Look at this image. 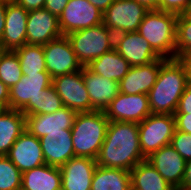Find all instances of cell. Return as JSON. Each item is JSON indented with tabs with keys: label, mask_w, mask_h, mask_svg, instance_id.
Wrapping results in <instances>:
<instances>
[{
	"label": "cell",
	"mask_w": 191,
	"mask_h": 190,
	"mask_svg": "<svg viewBox=\"0 0 191 190\" xmlns=\"http://www.w3.org/2000/svg\"><path fill=\"white\" fill-rule=\"evenodd\" d=\"M188 83L186 63L182 59H167L148 93L152 114L174 115Z\"/></svg>",
	"instance_id": "2"
},
{
	"label": "cell",
	"mask_w": 191,
	"mask_h": 190,
	"mask_svg": "<svg viewBox=\"0 0 191 190\" xmlns=\"http://www.w3.org/2000/svg\"><path fill=\"white\" fill-rule=\"evenodd\" d=\"M22 172L6 155L0 156V190H20Z\"/></svg>",
	"instance_id": "31"
},
{
	"label": "cell",
	"mask_w": 191,
	"mask_h": 190,
	"mask_svg": "<svg viewBox=\"0 0 191 190\" xmlns=\"http://www.w3.org/2000/svg\"><path fill=\"white\" fill-rule=\"evenodd\" d=\"M10 89L0 80V104L9 108Z\"/></svg>",
	"instance_id": "40"
},
{
	"label": "cell",
	"mask_w": 191,
	"mask_h": 190,
	"mask_svg": "<svg viewBox=\"0 0 191 190\" xmlns=\"http://www.w3.org/2000/svg\"><path fill=\"white\" fill-rule=\"evenodd\" d=\"M61 36L56 15L44 8L28 12L26 44L45 45Z\"/></svg>",
	"instance_id": "15"
},
{
	"label": "cell",
	"mask_w": 191,
	"mask_h": 190,
	"mask_svg": "<svg viewBox=\"0 0 191 190\" xmlns=\"http://www.w3.org/2000/svg\"><path fill=\"white\" fill-rule=\"evenodd\" d=\"M25 130V115L20 110L6 108L0 113V156L7 155Z\"/></svg>",
	"instance_id": "24"
},
{
	"label": "cell",
	"mask_w": 191,
	"mask_h": 190,
	"mask_svg": "<svg viewBox=\"0 0 191 190\" xmlns=\"http://www.w3.org/2000/svg\"><path fill=\"white\" fill-rule=\"evenodd\" d=\"M161 57L151 63L130 67L119 82V92L125 94H148L155 84L161 65L166 61Z\"/></svg>",
	"instance_id": "20"
},
{
	"label": "cell",
	"mask_w": 191,
	"mask_h": 190,
	"mask_svg": "<svg viewBox=\"0 0 191 190\" xmlns=\"http://www.w3.org/2000/svg\"><path fill=\"white\" fill-rule=\"evenodd\" d=\"M68 1L69 0H45L44 9L59 17Z\"/></svg>",
	"instance_id": "37"
},
{
	"label": "cell",
	"mask_w": 191,
	"mask_h": 190,
	"mask_svg": "<svg viewBox=\"0 0 191 190\" xmlns=\"http://www.w3.org/2000/svg\"><path fill=\"white\" fill-rule=\"evenodd\" d=\"M6 1H8V2H14V1H16V0H6Z\"/></svg>",
	"instance_id": "48"
},
{
	"label": "cell",
	"mask_w": 191,
	"mask_h": 190,
	"mask_svg": "<svg viewBox=\"0 0 191 190\" xmlns=\"http://www.w3.org/2000/svg\"><path fill=\"white\" fill-rule=\"evenodd\" d=\"M108 124L104 111L78 113L71 128L75 156L96 160L105 140Z\"/></svg>",
	"instance_id": "3"
},
{
	"label": "cell",
	"mask_w": 191,
	"mask_h": 190,
	"mask_svg": "<svg viewBox=\"0 0 191 190\" xmlns=\"http://www.w3.org/2000/svg\"><path fill=\"white\" fill-rule=\"evenodd\" d=\"M91 190H131L130 171L97 165Z\"/></svg>",
	"instance_id": "27"
},
{
	"label": "cell",
	"mask_w": 191,
	"mask_h": 190,
	"mask_svg": "<svg viewBox=\"0 0 191 190\" xmlns=\"http://www.w3.org/2000/svg\"><path fill=\"white\" fill-rule=\"evenodd\" d=\"M191 50V20L178 15L176 20V58L182 59Z\"/></svg>",
	"instance_id": "32"
},
{
	"label": "cell",
	"mask_w": 191,
	"mask_h": 190,
	"mask_svg": "<svg viewBox=\"0 0 191 190\" xmlns=\"http://www.w3.org/2000/svg\"><path fill=\"white\" fill-rule=\"evenodd\" d=\"M170 145L188 161L191 159V134L175 130Z\"/></svg>",
	"instance_id": "33"
},
{
	"label": "cell",
	"mask_w": 191,
	"mask_h": 190,
	"mask_svg": "<svg viewBox=\"0 0 191 190\" xmlns=\"http://www.w3.org/2000/svg\"><path fill=\"white\" fill-rule=\"evenodd\" d=\"M130 175L132 190H176L146 160L136 164Z\"/></svg>",
	"instance_id": "26"
},
{
	"label": "cell",
	"mask_w": 191,
	"mask_h": 190,
	"mask_svg": "<svg viewBox=\"0 0 191 190\" xmlns=\"http://www.w3.org/2000/svg\"><path fill=\"white\" fill-rule=\"evenodd\" d=\"M93 6L98 8L102 13L115 1V0H88Z\"/></svg>",
	"instance_id": "43"
},
{
	"label": "cell",
	"mask_w": 191,
	"mask_h": 190,
	"mask_svg": "<svg viewBox=\"0 0 191 190\" xmlns=\"http://www.w3.org/2000/svg\"><path fill=\"white\" fill-rule=\"evenodd\" d=\"M179 190H191V159L186 161L182 187Z\"/></svg>",
	"instance_id": "39"
},
{
	"label": "cell",
	"mask_w": 191,
	"mask_h": 190,
	"mask_svg": "<svg viewBox=\"0 0 191 190\" xmlns=\"http://www.w3.org/2000/svg\"><path fill=\"white\" fill-rule=\"evenodd\" d=\"M146 160L140 148L138 124L111 121L96 163L106 168L130 171L136 164Z\"/></svg>",
	"instance_id": "1"
},
{
	"label": "cell",
	"mask_w": 191,
	"mask_h": 190,
	"mask_svg": "<svg viewBox=\"0 0 191 190\" xmlns=\"http://www.w3.org/2000/svg\"><path fill=\"white\" fill-rule=\"evenodd\" d=\"M148 11L136 0H115L103 13V24L115 35L136 32Z\"/></svg>",
	"instance_id": "7"
},
{
	"label": "cell",
	"mask_w": 191,
	"mask_h": 190,
	"mask_svg": "<svg viewBox=\"0 0 191 190\" xmlns=\"http://www.w3.org/2000/svg\"><path fill=\"white\" fill-rule=\"evenodd\" d=\"M140 148L147 158L161 147L169 145L176 130L171 114H150L138 124Z\"/></svg>",
	"instance_id": "6"
},
{
	"label": "cell",
	"mask_w": 191,
	"mask_h": 190,
	"mask_svg": "<svg viewBox=\"0 0 191 190\" xmlns=\"http://www.w3.org/2000/svg\"><path fill=\"white\" fill-rule=\"evenodd\" d=\"M59 167L40 165L22 173L21 190H61Z\"/></svg>",
	"instance_id": "23"
},
{
	"label": "cell",
	"mask_w": 191,
	"mask_h": 190,
	"mask_svg": "<svg viewBox=\"0 0 191 190\" xmlns=\"http://www.w3.org/2000/svg\"><path fill=\"white\" fill-rule=\"evenodd\" d=\"M52 86L62 99L63 105L77 113L95 111L84 84L82 69L52 79Z\"/></svg>",
	"instance_id": "10"
},
{
	"label": "cell",
	"mask_w": 191,
	"mask_h": 190,
	"mask_svg": "<svg viewBox=\"0 0 191 190\" xmlns=\"http://www.w3.org/2000/svg\"><path fill=\"white\" fill-rule=\"evenodd\" d=\"M77 112L66 106L51 114H37L25 116L26 130L38 139L47 135V132L71 130Z\"/></svg>",
	"instance_id": "19"
},
{
	"label": "cell",
	"mask_w": 191,
	"mask_h": 190,
	"mask_svg": "<svg viewBox=\"0 0 191 190\" xmlns=\"http://www.w3.org/2000/svg\"><path fill=\"white\" fill-rule=\"evenodd\" d=\"M64 107L62 99L51 85L34 100V104L24 113L27 115L51 114Z\"/></svg>",
	"instance_id": "30"
},
{
	"label": "cell",
	"mask_w": 191,
	"mask_h": 190,
	"mask_svg": "<svg viewBox=\"0 0 191 190\" xmlns=\"http://www.w3.org/2000/svg\"><path fill=\"white\" fill-rule=\"evenodd\" d=\"M191 112V85L188 83L184 93L179 99L177 110L174 114H190Z\"/></svg>",
	"instance_id": "35"
},
{
	"label": "cell",
	"mask_w": 191,
	"mask_h": 190,
	"mask_svg": "<svg viewBox=\"0 0 191 190\" xmlns=\"http://www.w3.org/2000/svg\"><path fill=\"white\" fill-rule=\"evenodd\" d=\"M52 85L48 72L23 75L9 93V109L20 110L23 114L34 104V100L43 90Z\"/></svg>",
	"instance_id": "12"
},
{
	"label": "cell",
	"mask_w": 191,
	"mask_h": 190,
	"mask_svg": "<svg viewBox=\"0 0 191 190\" xmlns=\"http://www.w3.org/2000/svg\"><path fill=\"white\" fill-rule=\"evenodd\" d=\"M7 4L8 1L0 0V42L5 28V21H6L5 16H6Z\"/></svg>",
	"instance_id": "41"
},
{
	"label": "cell",
	"mask_w": 191,
	"mask_h": 190,
	"mask_svg": "<svg viewBox=\"0 0 191 190\" xmlns=\"http://www.w3.org/2000/svg\"><path fill=\"white\" fill-rule=\"evenodd\" d=\"M14 51L20 60L23 75L47 72L43 45L24 44Z\"/></svg>",
	"instance_id": "28"
},
{
	"label": "cell",
	"mask_w": 191,
	"mask_h": 190,
	"mask_svg": "<svg viewBox=\"0 0 191 190\" xmlns=\"http://www.w3.org/2000/svg\"><path fill=\"white\" fill-rule=\"evenodd\" d=\"M176 130L191 134V112L190 114H174Z\"/></svg>",
	"instance_id": "36"
},
{
	"label": "cell",
	"mask_w": 191,
	"mask_h": 190,
	"mask_svg": "<svg viewBox=\"0 0 191 190\" xmlns=\"http://www.w3.org/2000/svg\"><path fill=\"white\" fill-rule=\"evenodd\" d=\"M79 63L84 67L114 48L115 34L103 23L67 35Z\"/></svg>",
	"instance_id": "5"
},
{
	"label": "cell",
	"mask_w": 191,
	"mask_h": 190,
	"mask_svg": "<svg viewBox=\"0 0 191 190\" xmlns=\"http://www.w3.org/2000/svg\"><path fill=\"white\" fill-rule=\"evenodd\" d=\"M184 19L191 20V1L188 3L184 11L180 14Z\"/></svg>",
	"instance_id": "44"
},
{
	"label": "cell",
	"mask_w": 191,
	"mask_h": 190,
	"mask_svg": "<svg viewBox=\"0 0 191 190\" xmlns=\"http://www.w3.org/2000/svg\"><path fill=\"white\" fill-rule=\"evenodd\" d=\"M28 12L15 1L8 2L0 50L14 51L26 44Z\"/></svg>",
	"instance_id": "18"
},
{
	"label": "cell",
	"mask_w": 191,
	"mask_h": 190,
	"mask_svg": "<svg viewBox=\"0 0 191 190\" xmlns=\"http://www.w3.org/2000/svg\"><path fill=\"white\" fill-rule=\"evenodd\" d=\"M147 10H160V0H136Z\"/></svg>",
	"instance_id": "42"
},
{
	"label": "cell",
	"mask_w": 191,
	"mask_h": 190,
	"mask_svg": "<svg viewBox=\"0 0 191 190\" xmlns=\"http://www.w3.org/2000/svg\"><path fill=\"white\" fill-rule=\"evenodd\" d=\"M96 160L89 157H72L60 167L61 190H91Z\"/></svg>",
	"instance_id": "17"
},
{
	"label": "cell",
	"mask_w": 191,
	"mask_h": 190,
	"mask_svg": "<svg viewBox=\"0 0 191 190\" xmlns=\"http://www.w3.org/2000/svg\"><path fill=\"white\" fill-rule=\"evenodd\" d=\"M23 76L15 51L0 50V80L11 89Z\"/></svg>",
	"instance_id": "29"
},
{
	"label": "cell",
	"mask_w": 191,
	"mask_h": 190,
	"mask_svg": "<svg viewBox=\"0 0 191 190\" xmlns=\"http://www.w3.org/2000/svg\"><path fill=\"white\" fill-rule=\"evenodd\" d=\"M188 71V82L191 85V65H186Z\"/></svg>",
	"instance_id": "46"
},
{
	"label": "cell",
	"mask_w": 191,
	"mask_h": 190,
	"mask_svg": "<svg viewBox=\"0 0 191 190\" xmlns=\"http://www.w3.org/2000/svg\"><path fill=\"white\" fill-rule=\"evenodd\" d=\"M146 161L176 190L182 187L186 161L170 144L151 153Z\"/></svg>",
	"instance_id": "14"
},
{
	"label": "cell",
	"mask_w": 191,
	"mask_h": 190,
	"mask_svg": "<svg viewBox=\"0 0 191 190\" xmlns=\"http://www.w3.org/2000/svg\"><path fill=\"white\" fill-rule=\"evenodd\" d=\"M6 156L22 173L46 164L40 140L27 130L19 136Z\"/></svg>",
	"instance_id": "16"
},
{
	"label": "cell",
	"mask_w": 191,
	"mask_h": 190,
	"mask_svg": "<svg viewBox=\"0 0 191 190\" xmlns=\"http://www.w3.org/2000/svg\"><path fill=\"white\" fill-rule=\"evenodd\" d=\"M114 49L130 67L145 65L161 58L137 31L116 34Z\"/></svg>",
	"instance_id": "13"
},
{
	"label": "cell",
	"mask_w": 191,
	"mask_h": 190,
	"mask_svg": "<svg viewBox=\"0 0 191 190\" xmlns=\"http://www.w3.org/2000/svg\"><path fill=\"white\" fill-rule=\"evenodd\" d=\"M62 35L103 23V13L88 0H69L58 17Z\"/></svg>",
	"instance_id": "9"
},
{
	"label": "cell",
	"mask_w": 191,
	"mask_h": 190,
	"mask_svg": "<svg viewBox=\"0 0 191 190\" xmlns=\"http://www.w3.org/2000/svg\"><path fill=\"white\" fill-rule=\"evenodd\" d=\"M84 84L95 111H105L119 93V82L92 72L87 66L82 68Z\"/></svg>",
	"instance_id": "22"
},
{
	"label": "cell",
	"mask_w": 191,
	"mask_h": 190,
	"mask_svg": "<svg viewBox=\"0 0 191 190\" xmlns=\"http://www.w3.org/2000/svg\"><path fill=\"white\" fill-rule=\"evenodd\" d=\"M109 122L122 121L139 124L147 116L152 114L148 94H125L118 95L110 102L104 111Z\"/></svg>",
	"instance_id": "11"
},
{
	"label": "cell",
	"mask_w": 191,
	"mask_h": 190,
	"mask_svg": "<svg viewBox=\"0 0 191 190\" xmlns=\"http://www.w3.org/2000/svg\"><path fill=\"white\" fill-rule=\"evenodd\" d=\"M178 15L160 10L148 11L138 28L152 49L166 59L176 58V20Z\"/></svg>",
	"instance_id": "4"
},
{
	"label": "cell",
	"mask_w": 191,
	"mask_h": 190,
	"mask_svg": "<svg viewBox=\"0 0 191 190\" xmlns=\"http://www.w3.org/2000/svg\"><path fill=\"white\" fill-rule=\"evenodd\" d=\"M71 130L47 132V135L40 138L45 163L61 167L72 157H75Z\"/></svg>",
	"instance_id": "21"
},
{
	"label": "cell",
	"mask_w": 191,
	"mask_h": 190,
	"mask_svg": "<svg viewBox=\"0 0 191 190\" xmlns=\"http://www.w3.org/2000/svg\"><path fill=\"white\" fill-rule=\"evenodd\" d=\"M43 49L46 70L52 79L80 71L83 68L66 35H62L43 45Z\"/></svg>",
	"instance_id": "8"
},
{
	"label": "cell",
	"mask_w": 191,
	"mask_h": 190,
	"mask_svg": "<svg viewBox=\"0 0 191 190\" xmlns=\"http://www.w3.org/2000/svg\"><path fill=\"white\" fill-rule=\"evenodd\" d=\"M27 11L44 8L45 0H16Z\"/></svg>",
	"instance_id": "38"
},
{
	"label": "cell",
	"mask_w": 191,
	"mask_h": 190,
	"mask_svg": "<svg viewBox=\"0 0 191 190\" xmlns=\"http://www.w3.org/2000/svg\"><path fill=\"white\" fill-rule=\"evenodd\" d=\"M191 0H160V11L180 15Z\"/></svg>",
	"instance_id": "34"
},
{
	"label": "cell",
	"mask_w": 191,
	"mask_h": 190,
	"mask_svg": "<svg viewBox=\"0 0 191 190\" xmlns=\"http://www.w3.org/2000/svg\"><path fill=\"white\" fill-rule=\"evenodd\" d=\"M186 65H191V50L182 58Z\"/></svg>",
	"instance_id": "45"
},
{
	"label": "cell",
	"mask_w": 191,
	"mask_h": 190,
	"mask_svg": "<svg viewBox=\"0 0 191 190\" xmlns=\"http://www.w3.org/2000/svg\"><path fill=\"white\" fill-rule=\"evenodd\" d=\"M6 108L3 106V105H1L0 104V113L2 112V111H4Z\"/></svg>",
	"instance_id": "47"
},
{
	"label": "cell",
	"mask_w": 191,
	"mask_h": 190,
	"mask_svg": "<svg viewBox=\"0 0 191 190\" xmlns=\"http://www.w3.org/2000/svg\"><path fill=\"white\" fill-rule=\"evenodd\" d=\"M87 67L107 79L120 82L127 74L129 63L113 48L92 60Z\"/></svg>",
	"instance_id": "25"
}]
</instances>
